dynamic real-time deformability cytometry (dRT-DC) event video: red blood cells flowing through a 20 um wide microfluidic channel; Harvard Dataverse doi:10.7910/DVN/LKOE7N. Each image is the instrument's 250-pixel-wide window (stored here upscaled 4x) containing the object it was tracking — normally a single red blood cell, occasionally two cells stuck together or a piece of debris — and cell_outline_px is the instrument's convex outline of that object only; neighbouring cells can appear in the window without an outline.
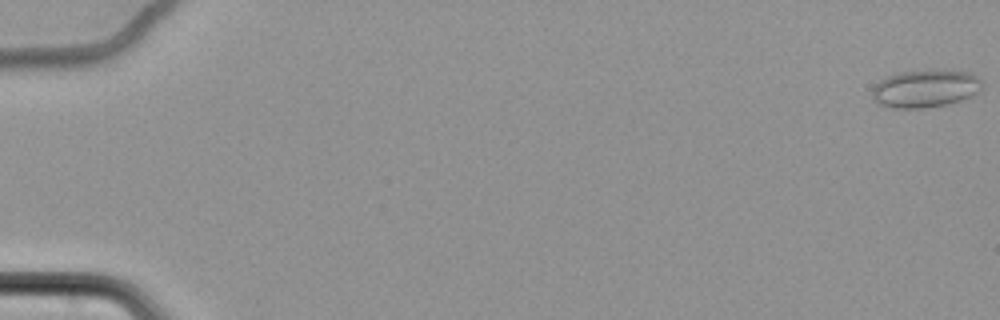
{"species": "common noctule bat (a hibernating species)", "species_latin": "Nyctalus noctula", "temperature_condition": "cold", "stored_images_in_passage": 63, "camera_frame_rate_fps": 3000, "um_per_image_px": 0.085, "animal": {"sex": "female", "body_mass_g": 22.7, "forearm_length_mm": 54.2}, "frame": {"image": 1, "passage_image": 1, "time_ms": 0.0, "image_size_px": [1000, 320], "cell_outline_px": [[984, 84], [972, 96], [948, 104], [924, 108], [892, 108], [876, 104], [872, 100], [872, 88], [880, 80], [888, 76], [900, 72], [928, 68], [948, 68], [972, 72], [980, 76], [984, 80]], "centroid_in_image_um": [78.69, 7.48], "position_along_channel_um": 6.3, "area_um2": 25.26}}
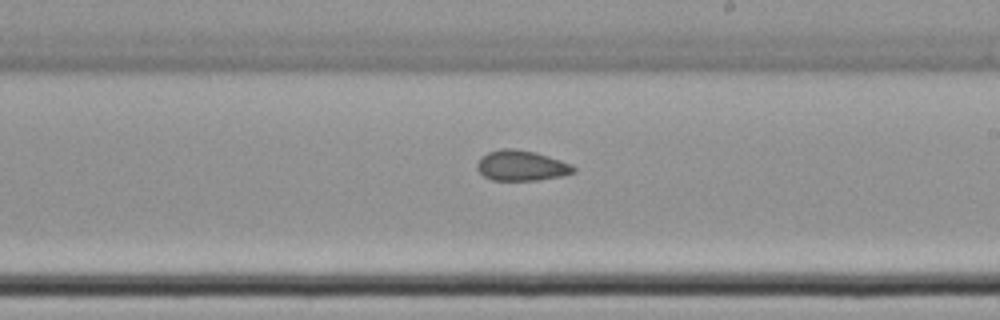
{"frame": {"image": 2, "passage_image": 39, "time_ms": 12.667, "image_size_px": [1000, 320], "cell_outline_px": [[576, 172], [564, 176], [536, 180], [492, 180], [484, 176], [476, 168], [476, 164], [480, 156], [488, 152], [500, 148], [512, 148], [536, 152], [572, 164], [576, 168]], "centroid_in_image_um": [44.32, 14.07], "position_along_channel_um": 244.7, "area_um2": 17.28}}
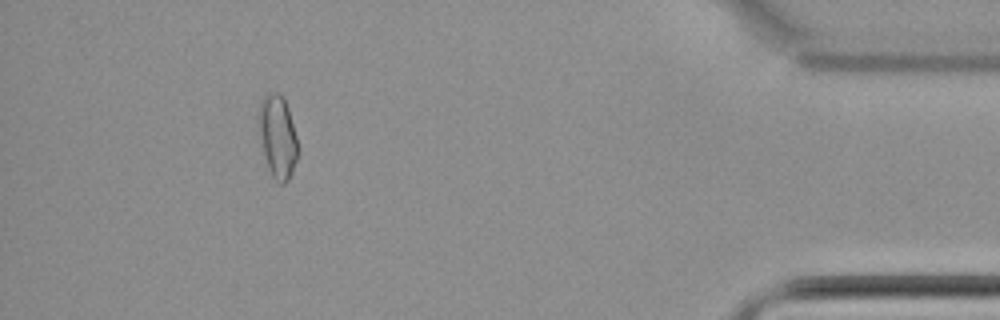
{"frame": {"image": 3, "passage_image": 58, "time_ms": 19.0, "image_size_px": [1000, 320], "cell_outline_px": [[300, 152], [292, 172], [288, 180], [284, 184], [280, 184], [272, 176], [268, 168], [264, 156], [256, 120], [260, 100], [268, 92], [276, 92], [284, 100], [288, 108], [296, 136]], "centroid_in_image_um": [23.58, 11.62], "position_along_channel_um": 411.6, "area_um2": 19.25}, "authors_computed_cell_mechanics": {"area_um2": 17.8602, "velocity_mm_per_s": 3.4788, "shape_relaxation_time_tau1_ms": null, "shape_relaxation_time_tau2_ms": 7.2314, "deformation_change_tau1": null, "deformation_change_tau2": 0.1206}}